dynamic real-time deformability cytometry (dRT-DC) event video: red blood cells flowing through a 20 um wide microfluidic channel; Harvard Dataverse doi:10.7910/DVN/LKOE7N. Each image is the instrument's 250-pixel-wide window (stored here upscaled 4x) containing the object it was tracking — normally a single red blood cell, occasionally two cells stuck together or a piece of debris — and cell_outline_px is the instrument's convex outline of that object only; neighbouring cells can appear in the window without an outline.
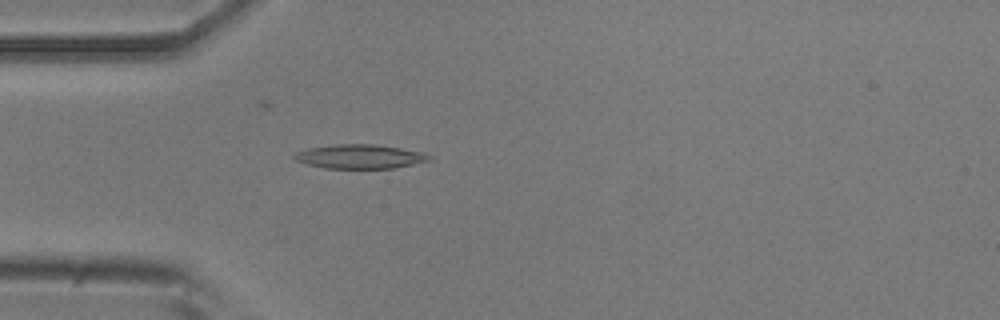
{"species": "common noctule bat (a hibernating species)", "species_latin": "Nyctalus noctula", "temperature_condition": "room temperature", "stored_images_in_passage": 36, "camera_frame_rate_fps": 3000, "um_per_image_px": 0.085, "animal": {"sex": "male", "body_mass_g": 20.5, "forearm_length_mm": 52.5}, "frame": {"image": 1, "passage_image": 10, "time_ms": 3.0, "image_size_px": [1000, 320], "cell_outline_px": [[432, 160], [392, 168], [324, 168], [308, 164], [296, 160], [292, 156], [296, 152], [308, 148], [336, 144], [376, 144], [424, 152], [432, 156]], "centroid_in_image_um": [30.61, 13.3], "position_along_channel_um": 54.4, "area_um2": 18.9}}
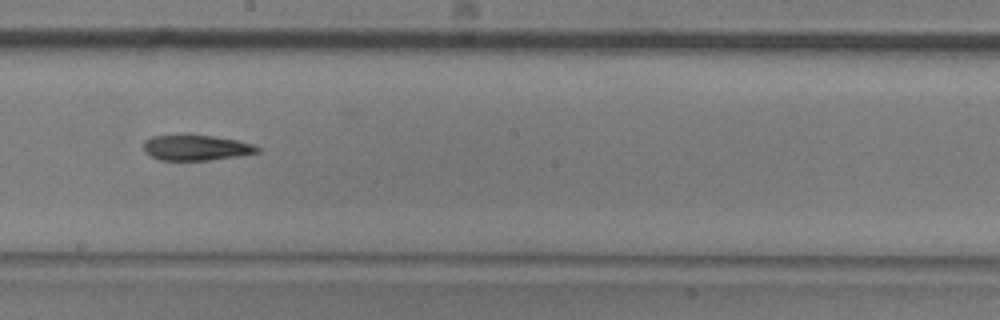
{"frame": {"image": 2, "passage_image": 24, "time_ms": 7.667, "image_size_px": [1000, 320], "cell_outline_px": [[260, 152], [236, 156], [208, 160], [160, 160], [144, 152], [144, 140], [152, 136], [212, 136], [236, 140], [252, 144], [260, 148]], "centroid_in_image_um": [16.66, 12.57], "position_along_channel_um": 231.5, "area_um2": 16.47}}
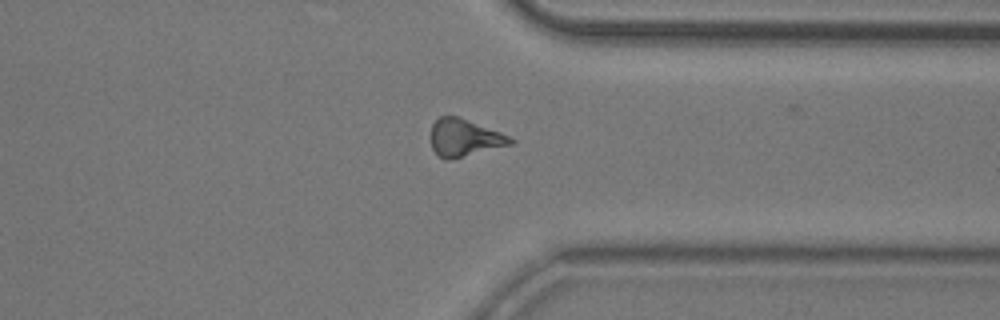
{"frame": {"image": 3, "passage_image": 35, "time_ms": 11.333, "image_size_px": [1000, 320], "cell_outline_px": [[516, 144], [448, 160], [444, 160], [432, 148], [432, 124], [440, 116], [456, 116], [500, 132], [516, 140]], "centroid_in_image_um": [39.52, 11.73], "position_along_channel_um": 371.9, "area_um2": 17.17}}